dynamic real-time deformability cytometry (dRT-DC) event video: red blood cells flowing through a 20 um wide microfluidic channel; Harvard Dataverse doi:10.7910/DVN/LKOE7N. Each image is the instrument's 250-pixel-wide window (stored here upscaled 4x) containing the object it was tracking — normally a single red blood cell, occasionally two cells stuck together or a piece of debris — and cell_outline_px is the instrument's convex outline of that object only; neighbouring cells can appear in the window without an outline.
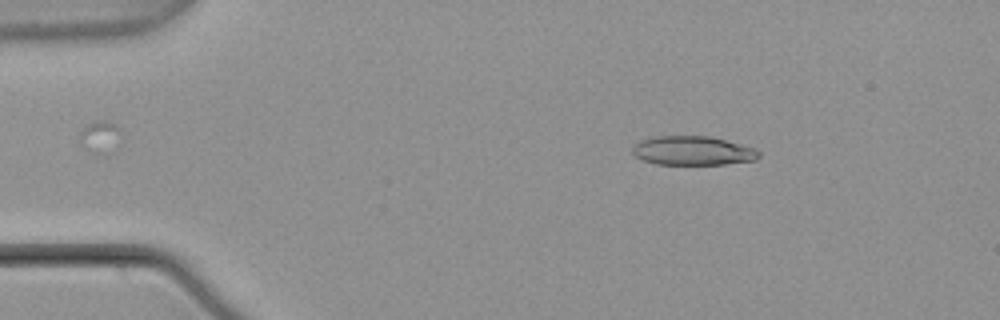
{"species": "common noctule bat (a hibernating species)", "species_latin": "Nyctalus noctula", "temperature_condition": "warm", "stored_images_in_passage": 4, "camera_frame_rate_fps": 3000, "um_per_image_px": 0.085, "animal": {"sex": "male", "body_mass_g": 21.5, "forearm_length_mm": 52.0}, "frame": {"image": 1, "passage_image": 1, "time_ms": 0.0, "image_size_px": [1000, 320], "cell_outline_px": [[760, 156], [756, 160], [724, 164], [656, 164], [644, 160], [636, 156], [632, 152], [632, 148], [640, 140], [656, 136], [708, 136], [724, 140], [752, 148], [760, 152]], "centroid_in_image_um": [58.86, 12.81], "position_along_channel_um": 26.1, "area_um2": 21.1}}